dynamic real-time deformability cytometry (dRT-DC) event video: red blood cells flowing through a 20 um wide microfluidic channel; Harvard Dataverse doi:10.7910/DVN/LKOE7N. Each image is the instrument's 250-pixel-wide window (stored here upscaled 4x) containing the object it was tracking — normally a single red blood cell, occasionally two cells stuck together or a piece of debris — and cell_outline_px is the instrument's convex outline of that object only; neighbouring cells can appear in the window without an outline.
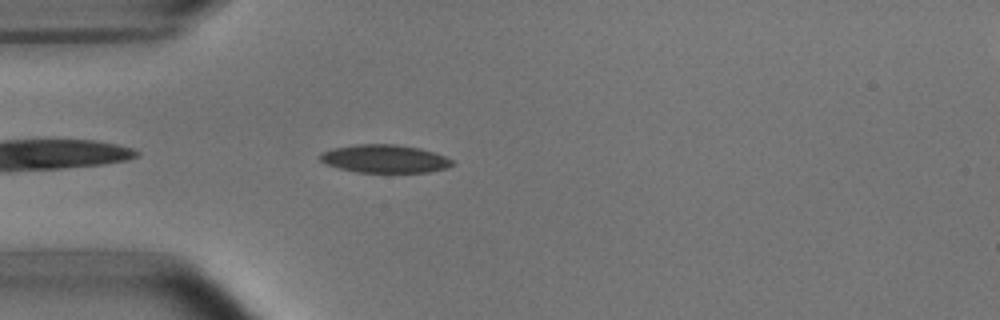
{"species": "common noctule bat (a hibernating species)", "species_latin": "Nyctalus noctula", "temperature_condition": "room temperature", "stored_images_in_passage": 17, "camera_frame_rate_fps": 3000, "um_per_image_px": 0.085, "animal": {"sex": "male", "body_mass_g": 15.6}, "frame": {"image": 1, "passage_image": 3, "time_ms": 0.667, "image_size_px": [1000, 320], "cell_outline_px": [[456, 164], [448, 168], [428, 172], [356, 172], [340, 168], [328, 164], [320, 160], [320, 152], [332, 148], [356, 144], [396, 144], [420, 148], [444, 156], [452, 160]], "centroid_in_image_um": [32.71, 13.49], "position_along_channel_um": 52.3, "area_um2": 21.62}}